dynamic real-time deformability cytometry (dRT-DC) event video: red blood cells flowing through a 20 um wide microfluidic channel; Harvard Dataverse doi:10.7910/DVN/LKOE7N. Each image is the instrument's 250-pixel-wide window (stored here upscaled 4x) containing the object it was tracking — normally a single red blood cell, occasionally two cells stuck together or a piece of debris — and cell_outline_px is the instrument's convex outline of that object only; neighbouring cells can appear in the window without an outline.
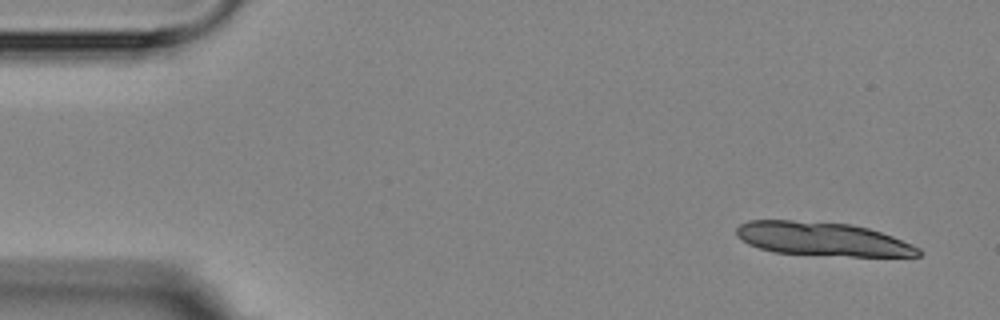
{"species": "Egyptian fruit bat (a non-hibernating species)", "species_latin": "Rousettus aegyptiacus", "temperature_condition": "room temperature", "stored_images_in_passage": 15, "camera_frame_rate_fps": 3000, "um_per_image_px": 0.085, "animal": {"sex": "female"}, "frame": {"image": 1, "passage_image": 1, "time_ms": 0.0, "image_size_px": [1000, 320], "cell_outline_px": [[924, 252], [920, 256], [852, 256], [776, 252], [760, 248], [748, 244], [736, 236], [736, 228], [740, 224], [748, 220], [792, 220], [852, 224], [868, 228], [892, 236], [912, 244], [920, 248]], "centroid_in_image_um": [69.92, 20.31], "position_along_channel_um": 15.1, "area_um2": 35.6}}
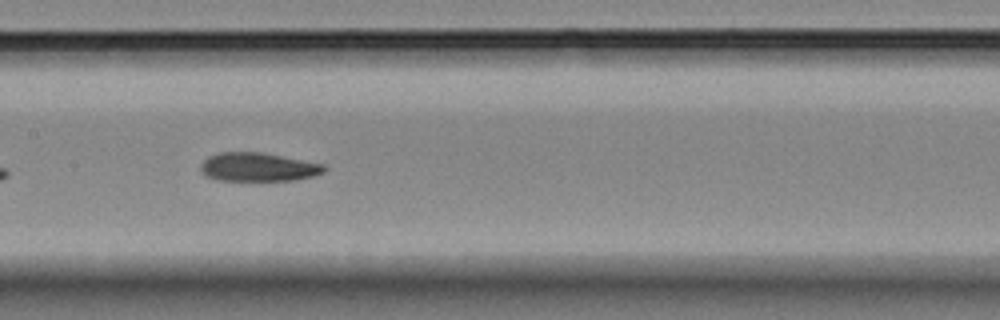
{"frame": {"image": 2, "passage_image": 8, "time_ms": 8.0, "image_size_px": [1000, 320], "cell_outline_px": [[328, 168], [324, 172], [312, 176], [296, 180], [220, 180], [208, 176], [200, 172], [200, 164], [208, 156], [220, 152], [260, 152], [324, 164]], "centroid_in_image_um": [21.94, 14.19], "position_along_channel_um": 185.5, "area_um2": 20.52}}
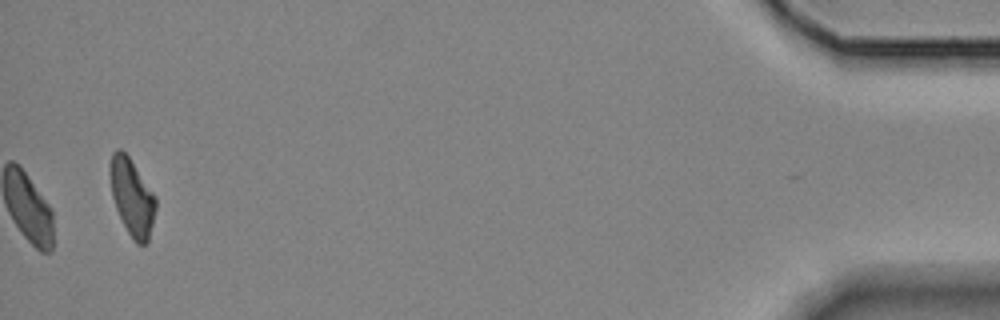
{"frame": {"image": 3, "passage_image": 15, "time_ms": 17.0, "image_size_px": [1000, 320], "cell_outline_px": [[156, 208], [148, 240], [144, 244], [136, 244], [128, 232], [116, 208], [112, 196], [108, 172], [108, 164], [112, 152], [116, 148], [120, 148], [128, 156], [156, 196]], "centroid_in_image_um": [11.19, 16.7], "position_along_channel_um": 424.0, "area_um2": 20.46}, "authors_computed_cell_mechanics": {"area_um2": 21.5594, "velocity_mm_per_s": 3.5819, "shape_relaxation_time_tau1_ms": 7.4184, "shape_relaxation_time_tau2_ms": 3.2553, "deformation_change_tau1": 0.1681, "deformation_change_tau2": 0.0736}}